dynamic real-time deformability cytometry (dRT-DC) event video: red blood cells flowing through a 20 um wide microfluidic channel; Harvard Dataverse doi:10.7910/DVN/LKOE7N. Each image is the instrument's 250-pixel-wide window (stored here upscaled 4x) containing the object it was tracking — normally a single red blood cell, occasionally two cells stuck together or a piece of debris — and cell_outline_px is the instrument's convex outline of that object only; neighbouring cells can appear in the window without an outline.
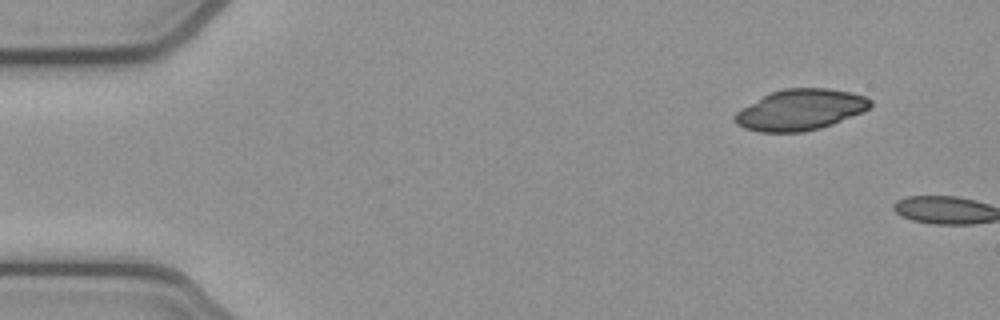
{"species": "common noctule bat (a hibernating species)", "species_latin": "Nyctalus noctula", "temperature_condition": "cold", "stored_images_in_passage": 2, "camera_frame_rate_fps": 3000, "um_per_image_px": 0.085, "animal": {"sex": "female", "body_mass_g": 21.9}, "frame": {"image": 1, "passage_image": 1, "time_ms": 0.0, "image_size_px": [1000, 320], "cell_outline_px": [[872, 104], [868, 108], [860, 112], [832, 124], [820, 128], [804, 132], [760, 132], [744, 128], [736, 124], [732, 120], [732, 116], [736, 112], [764, 96], [772, 92], [784, 88], [828, 88], [852, 92], [864, 96], [872, 100]], "centroid_in_image_um": [68.01, 9.33], "position_along_channel_um": 17.0, "area_um2": 32.08}}